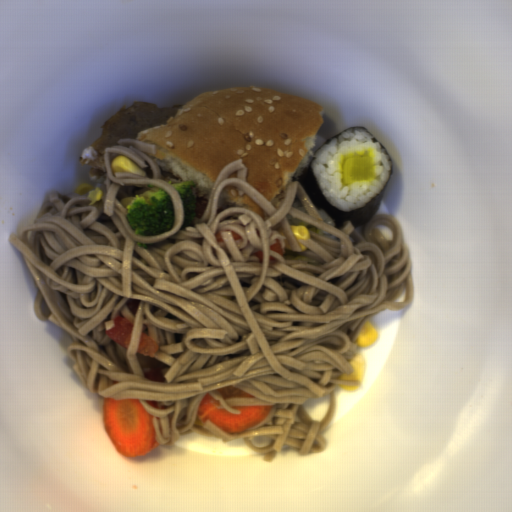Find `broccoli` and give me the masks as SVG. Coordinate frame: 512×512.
Returning a JSON list of instances; mask_svg holds the SVG:
<instances>
[{"instance_id": "1706d50b", "label": "broccoli", "mask_w": 512, "mask_h": 512, "mask_svg": "<svg viewBox=\"0 0 512 512\" xmlns=\"http://www.w3.org/2000/svg\"><path fill=\"white\" fill-rule=\"evenodd\" d=\"M133 195L120 202L127 209L125 219L135 234H163L173 230L175 213L170 193L161 187L157 192L143 187Z\"/></svg>"}, {"instance_id": "ccd96aad", "label": "broccoli", "mask_w": 512, "mask_h": 512, "mask_svg": "<svg viewBox=\"0 0 512 512\" xmlns=\"http://www.w3.org/2000/svg\"><path fill=\"white\" fill-rule=\"evenodd\" d=\"M180 195L185 211L184 224L182 228L187 227L194 221L196 217V196L193 194L191 187H195V181H183L179 183L168 182ZM181 228V229H182Z\"/></svg>"}]
</instances>
